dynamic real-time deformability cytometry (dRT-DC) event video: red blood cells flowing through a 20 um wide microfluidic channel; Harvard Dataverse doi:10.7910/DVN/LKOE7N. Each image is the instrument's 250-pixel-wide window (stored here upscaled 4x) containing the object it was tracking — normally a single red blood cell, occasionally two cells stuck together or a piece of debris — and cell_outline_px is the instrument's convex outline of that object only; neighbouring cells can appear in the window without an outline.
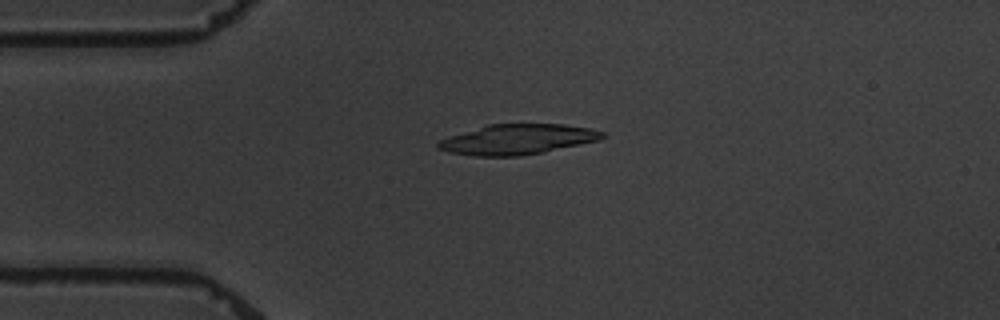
{"species": "common noctule bat (a hibernating species)", "species_latin": "Nyctalus noctula", "temperature_condition": "warm", "stored_images_in_passage": 5, "camera_frame_rate_fps": 3000, "um_per_image_px": 0.085, "animal": {"sex": "male", "body_mass_g": 19.5, "forearm_length_mm": 54.6}, "frame": {"image": 1, "passage_image": 4, "time_ms": 3.667, "image_size_px": [1000, 320], "cell_outline_px": [[608, 136], [600, 140], [544, 152], [520, 156], [472, 156], [448, 152], [436, 148], [436, 144], [440, 140], [448, 136], [488, 124], [564, 124], [588, 128], [604, 132]], "centroid_in_image_um": [43.98, 11.85], "position_along_channel_um": 41.0, "area_um2": 29.07}}